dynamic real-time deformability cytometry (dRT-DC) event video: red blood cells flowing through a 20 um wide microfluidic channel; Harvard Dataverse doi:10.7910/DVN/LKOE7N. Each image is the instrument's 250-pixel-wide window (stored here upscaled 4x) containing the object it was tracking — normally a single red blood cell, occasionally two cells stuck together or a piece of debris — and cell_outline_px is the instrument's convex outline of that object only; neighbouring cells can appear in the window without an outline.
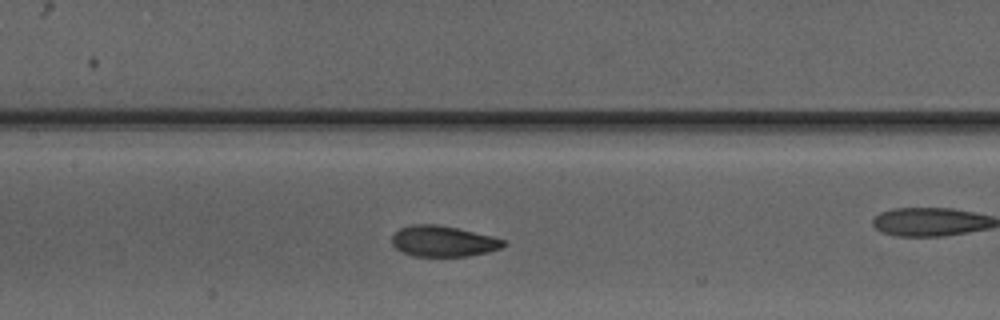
{"species": "Egyptian fruit bat (a non-hibernating species)", "species_latin": "Rousettus aegyptiacus", "temperature_condition": "warm", "stored_images_in_passage": 33, "camera_frame_rate_fps": 3000, "um_per_image_px": 0.085, "animal": {"sex": "male"}, "frame": {"image": 1, "passage_image": 15, "time_ms": 4.667, "image_size_px": [1000, 320], "cell_outline_px": [[508, 244], [500, 248], [488, 252], [468, 256], [412, 256], [396, 248], [392, 244], [392, 236], [400, 228], [412, 224], [440, 224], [492, 236], [504, 240]], "centroid_in_image_um": [37.68, 20.5], "position_along_channel_um": 169.7, "area_um2": 20.06}, "authors_computed_cell_mechanics": {"area_um2": 20.0566, "velocity_mm_per_s": 4.1509, "shape_relaxation_time_tau1_ms": 3.783, "shape_relaxation_time_tau2_ms": 0.7275, "deformation_change_tau1": 0.1461, "deformation_change_tau2": 0.0529}}